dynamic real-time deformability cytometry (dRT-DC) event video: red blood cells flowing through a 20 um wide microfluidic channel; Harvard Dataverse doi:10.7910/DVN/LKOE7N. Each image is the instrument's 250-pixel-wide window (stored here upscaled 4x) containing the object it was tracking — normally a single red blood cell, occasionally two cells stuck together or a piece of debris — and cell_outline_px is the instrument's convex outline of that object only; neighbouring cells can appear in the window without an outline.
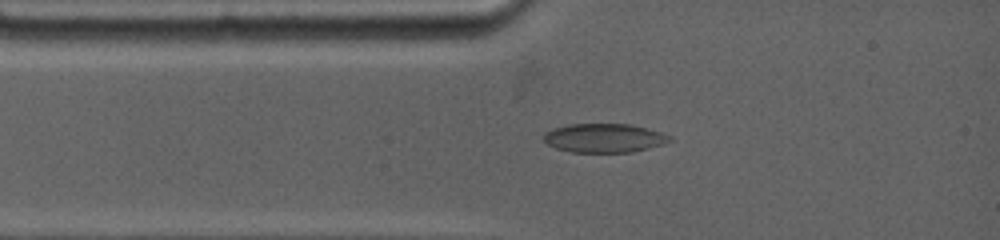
{"species": "common noctule bat (a hibernating species)", "species_latin": "Nyctalus noctula", "temperature_condition": "warm", "stored_images_in_passage": 12, "camera_frame_rate_fps": 4500, "um_per_image_px": 0.085, "animal": {"sex": "female", "body_mass_g": 19.0, "forearm_length_mm": 53.3}, "frame": {"image": 1, "passage_image": 3, "time_ms": 1.556, "image_size_px": [1000, 240], "cell_outline_px": [[672, 140], [648, 148], [632, 152], [572, 152], [556, 148], [548, 144], [544, 140], [544, 132], [568, 124], [632, 124], [660, 132], [672, 136]], "centroid_in_image_um": [51.35, 11.73], "position_along_channel_um": 33.6, "area_um2": 21.04}}
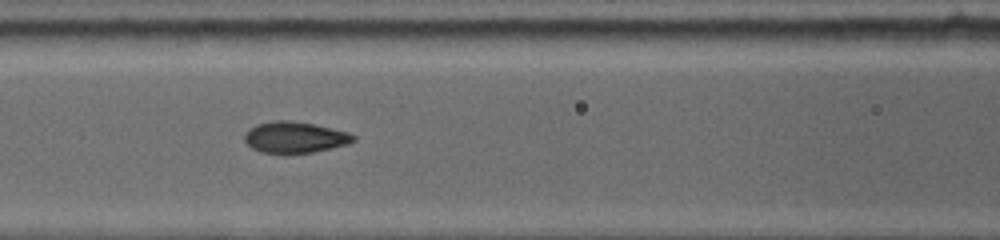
{"frame": {"image": 2, "passage_image": 6, "time_ms": 4.444, "image_size_px": [1000, 240], "cell_outline_px": [[356, 140], [348, 144], [332, 148], [312, 152], [284, 156], [260, 152], [252, 148], [244, 140], [244, 132], [248, 128], [256, 124], [272, 120], [288, 120], [316, 124], [348, 132], [356, 136]], "centroid_in_image_um": [25.03, 11.69], "position_along_channel_um": 141.6, "area_um2": 20.58}}
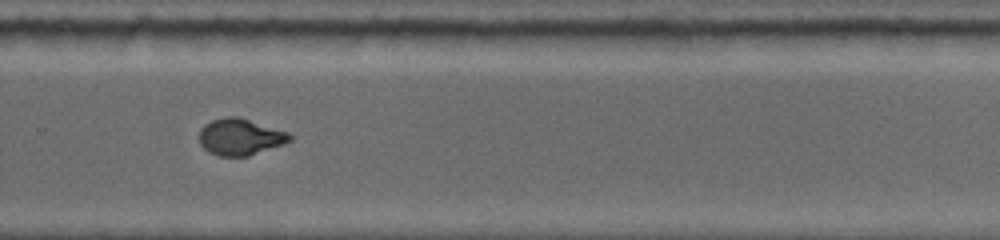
{"frame": {"image": 3, "passage_image": 11, "time_ms": 8.889, "image_size_px": [1000, 240], "cell_outline_px": [[292, 140], [284, 144], [248, 156], [220, 156], [208, 152], [200, 144], [200, 128], [204, 124], [212, 120], [228, 116], [240, 116], [288, 132], [292, 136]], "centroid_in_image_um": [20.42, 11.63], "position_along_channel_um": 309.4, "area_um2": 19.42}}